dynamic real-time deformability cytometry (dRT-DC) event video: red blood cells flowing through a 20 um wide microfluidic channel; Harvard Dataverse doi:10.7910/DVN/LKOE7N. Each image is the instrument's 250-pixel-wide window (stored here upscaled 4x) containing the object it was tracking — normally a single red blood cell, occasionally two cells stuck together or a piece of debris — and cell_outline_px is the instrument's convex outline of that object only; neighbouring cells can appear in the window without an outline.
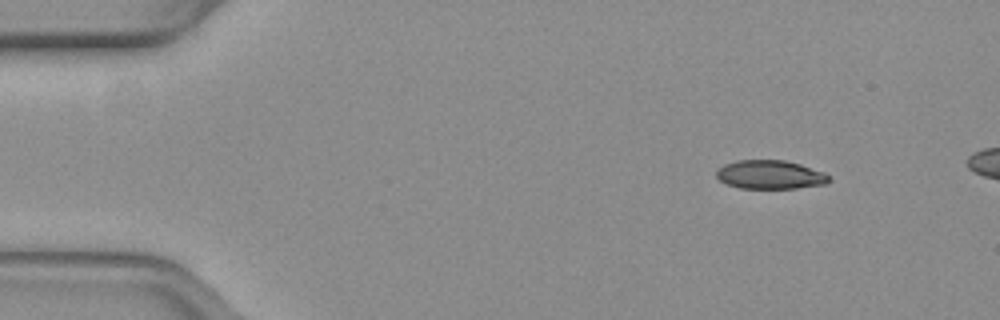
{"species": "common noctule bat (a hibernating species)", "species_latin": "Nyctalus noctula", "temperature_condition": "warm", "stored_images_in_passage": 44, "camera_frame_rate_fps": 3000, "um_per_image_px": 0.085, "animal": {"sex": "female", "body_mass_g": 19.3, "forearm_length_mm": 54.1}, "frame": {"image": 1, "passage_image": 1, "time_ms": 0.0, "image_size_px": [1000, 320], "cell_outline_px": [[828, 180], [824, 184], [796, 188], [740, 188], [728, 184], [720, 180], [716, 176], [716, 172], [724, 164], [736, 160], [784, 160], [800, 164], [824, 172], [828, 176]], "centroid_in_image_um": [65.43, 14.84], "position_along_channel_um": 19.6, "area_um2": 18.61}}
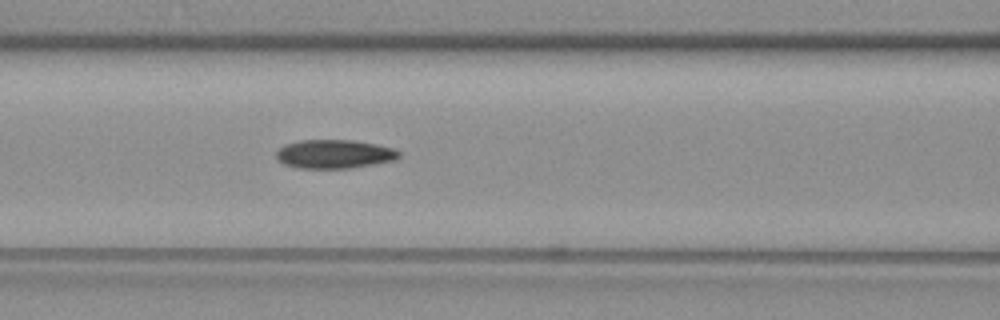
{"frame": {"image": 2, "passage_image": 17, "time_ms": 5.333, "image_size_px": [1000, 320], "cell_outline_px": [[400, 156], [396, 160], [352, 168], [296, 168], [284, 164], [276, 160], [276, 152], [284, 144], [300, 140], [352, 140], [376, 144], [392, 148], [400, 152]], "centroid_in_image_um": [28.39, 13.1], "position_along_channel_um": 138.2, "area_um2": 20.69}}
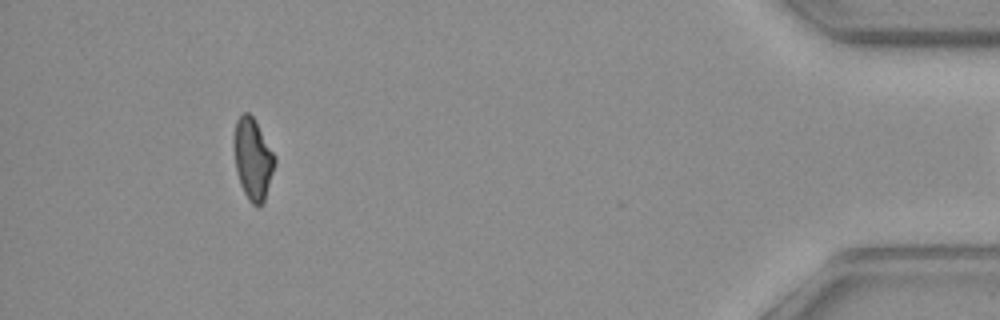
{"frame": {"image": 3, "passage_image": 43, "time_ms": 14.0, "image_size_px": [1000, 320], "cell_outline_px": [[276, 164], [264, 204], [252, 204], [248, 200], [240, 184], [236, 168], [232, 144], [232, 140], [236, 120], [244, 112], [248, 112], [252, 116], [276, 156]], "centroid_in_image_um": [21.49, 13.51], "position_along_channel_um": 413.7, "area_um2": 19.59}}